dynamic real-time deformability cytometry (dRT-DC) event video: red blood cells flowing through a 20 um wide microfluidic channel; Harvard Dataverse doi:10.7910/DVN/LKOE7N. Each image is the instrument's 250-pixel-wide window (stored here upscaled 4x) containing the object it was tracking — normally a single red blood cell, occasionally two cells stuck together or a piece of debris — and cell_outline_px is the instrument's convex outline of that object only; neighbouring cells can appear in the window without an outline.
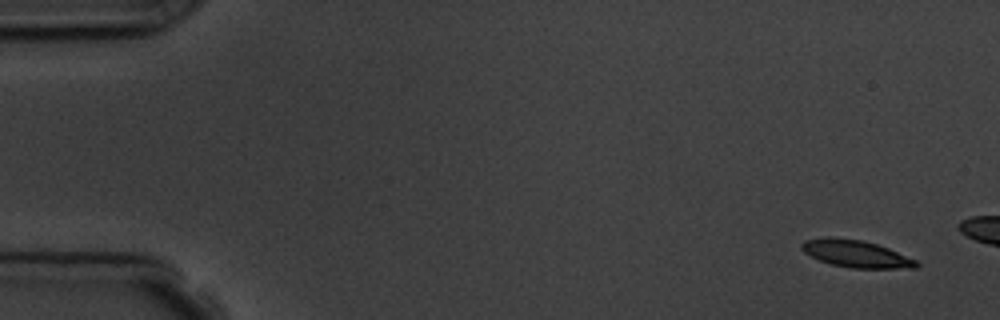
{"species": "common noctule bat (a hibernating species)", "species_latin": "Nyctalus noctula", "temperature_condition": "room temperature", "stored_images_in_passage": 3, "camera_frame_rate_fps": 3000, "um_per_image_px": 0.085, "animal": {"sex": "male", "body_mass_g": 19.5, "forearm_length_mm": 54.6}, "frame": {"image": 1, "passage_image": 1, "time_ms": 0.0, "image_size_px": [1000, 320], "cell_outline_px": [[920, 264], [916, 268], [852, 268], [832, 264], [820, 260], [804, 252], [800, 248], [800, 244], [804, 240], [824, 236], [828, 236], [864, 240], [888, 248], [916, 260]], "centroid_in_image_um": [72.73, 21.55], "position_along_channel_um": 12.3, "area_um2": 18.21}}